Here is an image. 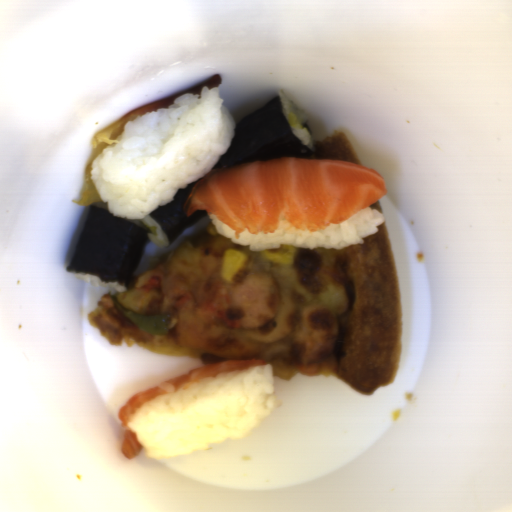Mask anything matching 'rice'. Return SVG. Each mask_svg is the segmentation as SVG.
I'll return each instance as SVG.
<instances>
[{
    "label": "rice",
    "instance_id": "4",
    "mask_svg": "<svg viewBox=\"0 0 512 512\" xmlns=\"http://www.w3.org/2000/svg\"><path fill=\"white\" fill-rule=\"evenodd\" d=\"M278 97H280L281 99L282 112L287 122L289 120L291 113H294L297 117L296 127L289 126L291 131L295 134L299 141L306 145L313 153L315 149V143L309 131L304 127V125L308 122L310 117L304 112H302L300 108L296 105V103L289 99L282 90L280 91Z\"/></svg>",
    "mask_w": 512,
    "mask_h": 512
},
{
    "label": "rice",
    "instance_id": "3",
    "mask_svg": "<svg viewBox=\"0 0 512 512\" xmlns=\"http://www.w3.org/2000/svg\"><path fill=\"white\" fill-rule=\"evenodd\" d=\"M214 229L220 235L236 243L247 245L253 252L277 249L281 245H294L301 248L343 249L365 242L364 238L378 232L385 221L378 210L365 207L344 222L332 224L321 231L304 232L280 226L268 234L250 233L246 229L235 238V230L224 224L215 214L207 211Z\"/></svg>",
    "mask_w": 512,
    "mask_h": 512
},
{
    "label": "rice",
    "instance_id": "6",
    "mask_svg": "<svg viewBox=\"0 0 512 512\" xmlns=\"http://www.w3.org/2000/svg\"><path fill=\"white\" fill-rule=\"evenodd\" d=\"M72 275H74L75 277L79 278L80 280H82L85 283H89L90 286H94V287H97V286H104V287L105 286H112L117 291H119L120 293L126 291V289H127L126 285H121V284L113 282V281H101L100 277L95 276L93 274H87V273L73 272L72 271Z\"/></svg>",
    "mask_w": 512,
    "mask_h": 512
},
{
    "label": "rice",
    "instance_id": "2",
    "mask_svg": "<svg viewBox=\"0 0 512 512\" xmlns=\"http://www.w3.org/2000/svg\"><path fill=\"white\" fill-rule=\"evenodd\" d=\"M278 403L268 362L155 396L127 427L146 458L191 456L212 450L215 443L251 436Z\"/></svg>",
    "mask_w": 512,
    "mask_h": 512
},
{
    "label": "rice",
    "instance_id": "1",
    "mask_svg": "<svg viewBox=\"0 0 512 512\" xmlns=\"http://www.w3.org/2000/svg\"><path fill=\"white\" fill-rule=\"evenodd\" d=\"M236 129L218 87L186 92L123 127L90 166V178L113 216L142 219L207 175Z\"/></svg>",
    "mask_w": 512,
    "mask_h": 512
},
{
    "label": "rice",
    "instance_id": "5",
    "mask_svg": "<svg viewBox=\"0 0 512 512\" xmlns=\"http://www.w3.org/2000/svg\"><path fill=\"white\" fill-rule=\"evenodd\" d=\"M141 220L144 222H147L149 226H156L157 227V235H153L152 233L148 232L146 229V236L148 239H150L154 244H156L159 248H167L170 246L171 242L167 235V233L162 229V227L156 222V220L151 217L149 214L145 216L142 219H128L127 221L133 223L134 225L143 228L141 225ZM144 229V228H143Z\"/></svg>",
    "mask_w": 512,
    "mask_h": 512
}]
</instances>
